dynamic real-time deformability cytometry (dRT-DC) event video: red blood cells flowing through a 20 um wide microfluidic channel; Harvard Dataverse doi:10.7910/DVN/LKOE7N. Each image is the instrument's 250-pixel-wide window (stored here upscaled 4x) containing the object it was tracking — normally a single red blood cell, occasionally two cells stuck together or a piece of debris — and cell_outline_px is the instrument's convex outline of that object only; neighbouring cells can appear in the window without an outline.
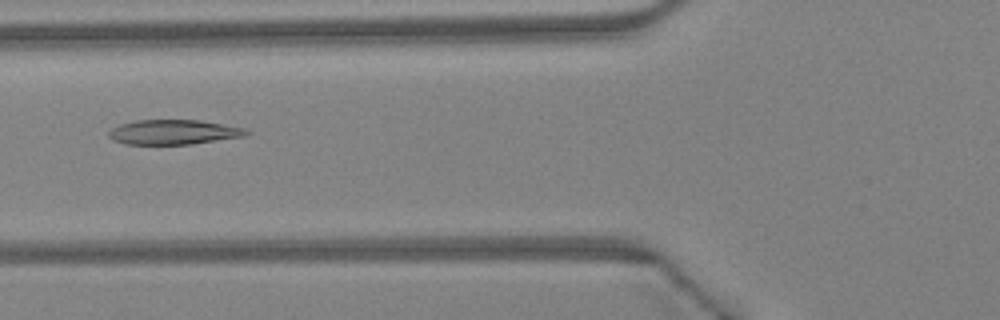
{"species": "Egyptian fruit bat (a non-hibernating species)", "species_latin": "Rousettus aegyptiacus", "temperature_condition": "warm", "stored_images_in_passage": 37, "camera_frame_rate_fps": 3000, "um_per_image_px": 0.085, "animal": {"sex": "female"}, "frame": {"image": 1, "passage_image": 10, "time_ms": 3.0, "image_size_px": [1000, 320], "cell_outline_px": [[252, 132], [244, 136], [192, 144], [124, 144], [112, 140], [108, 136], [108, 132], [112, 128], [120, 124], [136, 120], [200, 120], [244, 128]], "centroid_in_image_um": [14.73, 11.23], "position_along_channel_um": 111.1, "area_um2": 19.83}}
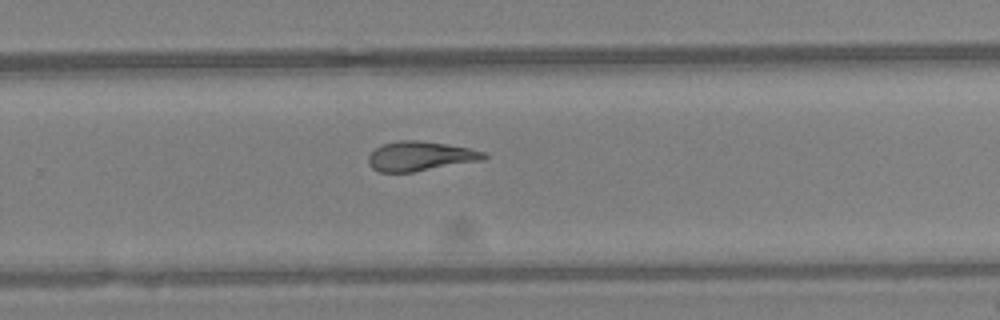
{"frame": {"image": 2, "passage_image": 22, "time_ms": 7.0, "image_size_px": [1000, 320], "cell_outline_px": [[488, 156], [484, 160], [412, 172], [380, 172], [372, 168], [368, 164], [368, 156], [380, 144], [400, 140], [420, 140], [448, 144], [468, 148], [484, 152]], "centroid_in_image_um": [35.71, 13.27], "position_along_channel_um": 294.1, "area_um2": 19.94}}
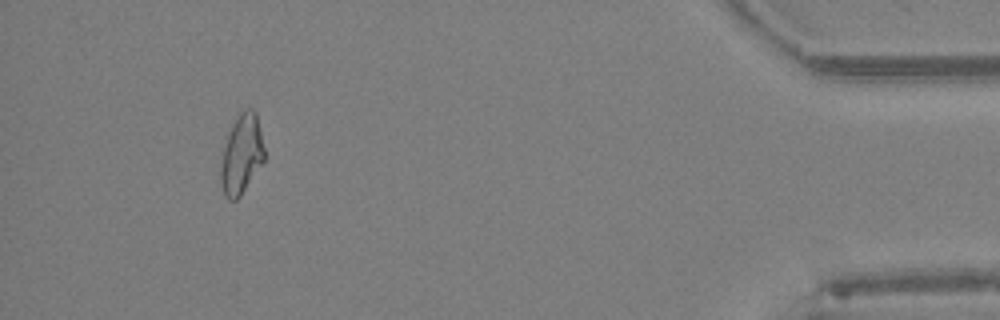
{"frame": {"image": 3, "passage_image": 34, "time_ms": 11.0, "image_size_px": [1000, 320], "cell_outline_px": [[264, 160], [240, 196], [236, 200], [228, 200], [224, 196], [220, 180], [220, 164], [228, 132], [232, 124], [240, 112], [244, 108], [252, 108], [256, 112], [264, 148]], "centroid_in_image_um": [20.51, 13.11], "position_along_channel_um": 414.7, "area_um2": 20.11}, "authors_computed_cell_mechanics": {"area_um2": 19.941, "velocity_mm_per_s": 4.6044, "shape_relaxation_time_tau1_ms": null, "shape_relaxation_time_tau2_ms": 2.5831, "deformation_change_tau1": null, "deformation_change_tau2": 0.1123}}